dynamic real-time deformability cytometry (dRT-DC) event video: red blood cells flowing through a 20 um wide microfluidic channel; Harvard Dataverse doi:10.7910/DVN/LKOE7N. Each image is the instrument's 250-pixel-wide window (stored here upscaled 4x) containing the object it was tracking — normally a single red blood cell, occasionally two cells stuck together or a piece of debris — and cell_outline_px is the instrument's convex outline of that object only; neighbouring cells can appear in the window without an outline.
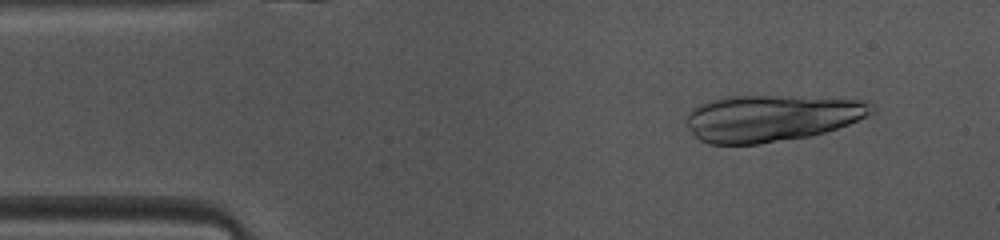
{"species": "common noctule bat (a hibernating species)", "species_latin": "Nyctalus noctula", "temperature_condition": "warm", "stored_images_in_passage": 16, "camera_frame_rate_fps": 3000, "um_per_image_px": 0.085, "animal": {"sex": "female", "body_mass_g": 10.0, "forearm_length_mm": 53.1}, "frame": {"image": 1, "passage_image": 5, "time_ms": 1.333, "image_size_px": [1000, 240], "cell_outline_px": [[860, 116], [844, 124], [832, 128], [816, 132], [796, 136], [748, 144], [720, 144], [800, 104], [856, 104]], "centroid_in_image_um": [67.89, 10.43], "position_along_channel_um": 17.1, "area_um2": 19.94}}